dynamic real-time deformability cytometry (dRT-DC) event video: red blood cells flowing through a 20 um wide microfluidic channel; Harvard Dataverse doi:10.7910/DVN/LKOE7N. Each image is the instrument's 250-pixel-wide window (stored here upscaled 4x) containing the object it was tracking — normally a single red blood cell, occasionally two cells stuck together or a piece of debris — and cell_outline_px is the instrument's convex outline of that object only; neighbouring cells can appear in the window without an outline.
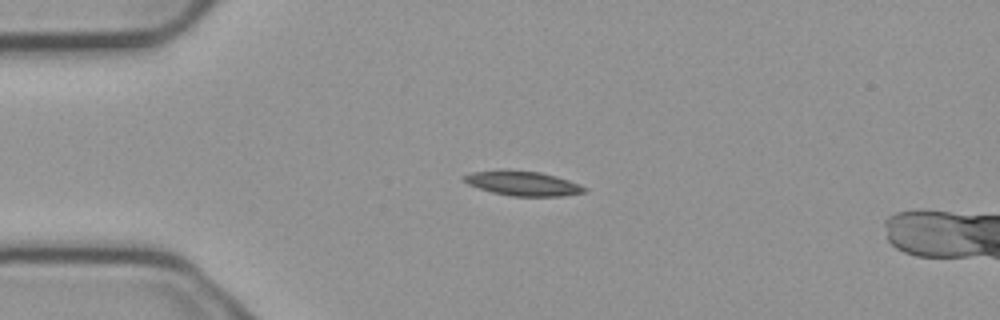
{"species": "common noctule bat (a hibernating species)", "species_latin": "Nyctalus noctula", "temperature_condition": "cold", "stored_images_in_passage": 3, "camera_frame_rate_fps": 3000, "um_per_image_px": 0.085, "animal": {"sex": "male", "body_mass_g": 23.1, "forearm_length_mm": 52.7}, "frame": {"image": 1, "passage_image": 3, "time_ms": 0.667, "image_size_px": [1000, 320], "cell_outline_px": [[588, 192], [564, 196], [512, 196], [492, 192], [468, 184], [464, 180], [464, 176], [472, 172], [540, 172], [556, 176], [580, 184], [588, 188]], "centroid_in_image_um": [44.57, 15.63], "position_along_channel_um": 40.4, "area_um2": 16.53}}